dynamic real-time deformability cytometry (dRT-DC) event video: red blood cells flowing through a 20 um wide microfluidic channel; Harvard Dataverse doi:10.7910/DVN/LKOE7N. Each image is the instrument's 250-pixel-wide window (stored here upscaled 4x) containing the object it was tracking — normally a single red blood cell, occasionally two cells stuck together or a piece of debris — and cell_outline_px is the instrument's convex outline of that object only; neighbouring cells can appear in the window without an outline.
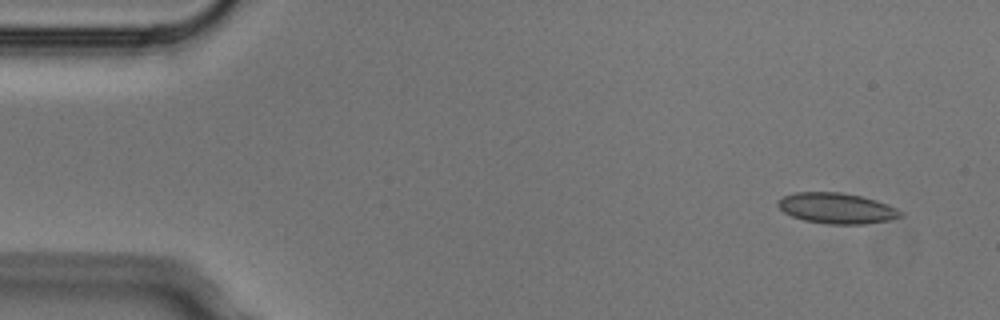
{"species": "Egyptian fruit bat (a non-hibernating species)", "species_latin": "Rousettus aegyptiacus", "temperature_condition": "cold", "stored_images_in_passage": 4, "camera_frame_rate_fps": 3000, "um_per_image_px": 0.085, "animal": {"sex": "male"}, "frame": {"image": 1, "passage_image": 1, "time_ms": 0.0, "image_size_px": [1000, 320], "cell_outline_px": [[904, 216], [888, 220], [864, 224], [828, 224], [804, 220], [792, 216], [784, 212], [776, 204], [784, 196], [796, 192], [840, 192], [860, 196], [876, 200], [888, 204], [904, 212]], "centroid_in_image_um": [71.15, 17.7], "position_along_channel_um": 13.8, "area_um2": 21.85}}
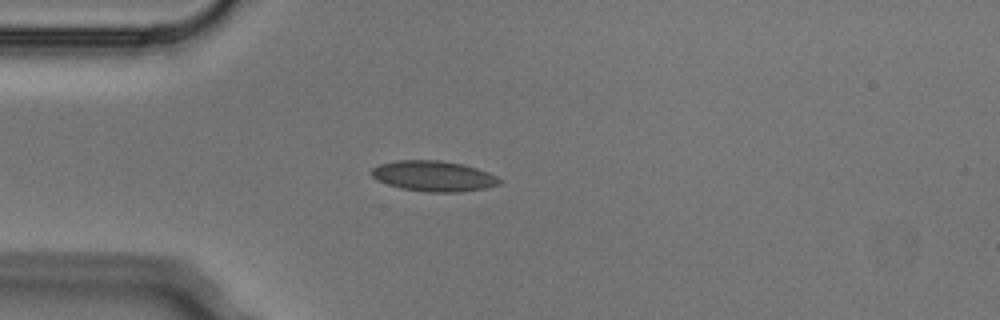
{"frame": {"image": 2, "passage_image": 3, "time_ms": 0.667, "image_size_px": [1000, 320], "cell_outline_px": [[504, 180], [500, 184], [484, 188], [460, 192], [428, 192], [400, 188], [376, 180], [368, 172], [372, 168], [380, 164], [396, 160], [440, 160], [460, 164], [476, 168], [488, 172]], "centroid_in_image_um": [36.83, 14.97], "position_along_channel_um": 48.2, "area_um2": 22.83}}